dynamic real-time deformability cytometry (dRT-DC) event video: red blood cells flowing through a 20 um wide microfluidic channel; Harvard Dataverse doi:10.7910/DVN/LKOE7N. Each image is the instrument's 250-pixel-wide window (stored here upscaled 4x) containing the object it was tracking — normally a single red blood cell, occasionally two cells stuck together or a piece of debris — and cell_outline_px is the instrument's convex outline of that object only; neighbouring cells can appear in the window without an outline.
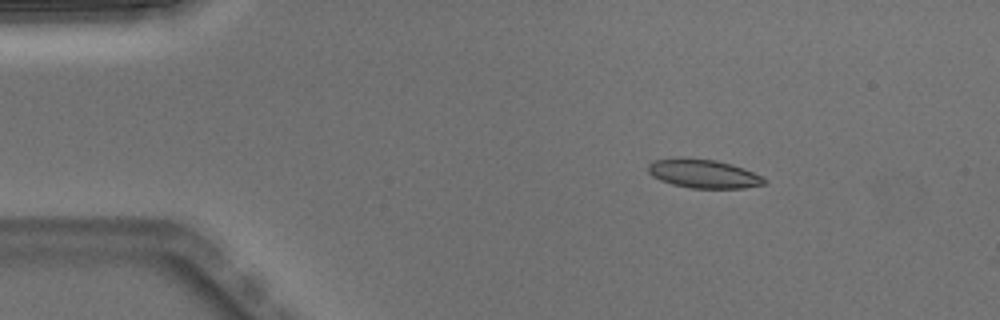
{"species": "Egyptian fruit bat (a non-hibernating species)", "species_latin": "Rousettus aegyptiacus", "temperature_condition": "warm", "stored_images_in_passage": 3, "camera_frame_rate_fps": 3000, "um_per_image_px": 0.085, "animal": {"sex": "male"}, "frame": {"image": 1, "passage_image": 2, "time_ms": 0.333, "image_size_px": [1000, 320], "cell_outline_px": [[768, 184], [744, 188], [692, 188], [672, 184], [660, 180], [652, 176], [648, 172], [648, 164], [652, 160], [676, 156], [716, 160], [732, 164], [744, 168], [764, 176], [768, 180]], "centroid_in_image_um": [59.81, 14.75], "position_along_channel_um": 25.2, "area_um2": 20.0}}